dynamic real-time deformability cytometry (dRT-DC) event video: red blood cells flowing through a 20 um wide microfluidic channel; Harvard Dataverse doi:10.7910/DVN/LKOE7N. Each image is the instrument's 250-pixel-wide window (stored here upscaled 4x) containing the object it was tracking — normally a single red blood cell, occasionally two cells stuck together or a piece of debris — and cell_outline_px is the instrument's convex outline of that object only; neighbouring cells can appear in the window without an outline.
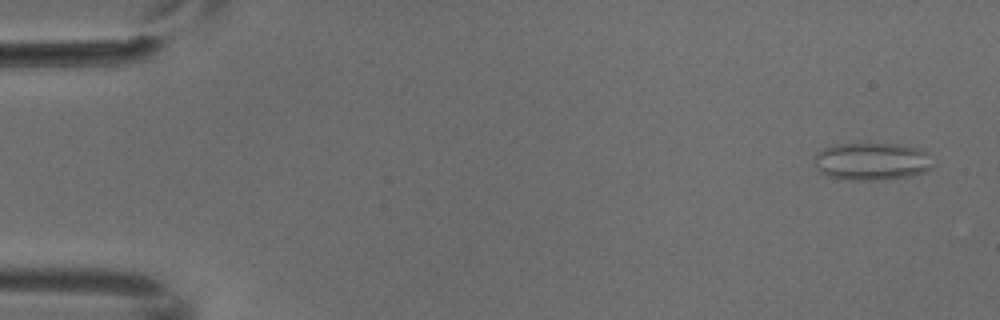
{"species": "common noctule bat (a hibernating species)", "species_latin": "Nyctalus noctula", "temperature_condition": "cold", "stored_images_in_passage": 6, "camera_frame_rate_fps": 3000, "um_per_image_px": 0.085, "animal": {"sex": "male", "body_mass_g": 18.8}, "frame": {"image": 1, "passage_image": 1, "time_ms": 0.0, "image_size_px": [1000, 320], "cell_outline_px": [[936, 164], [928, 172], [912, 176], [884, 180], [844, 180], [828, 176], [820, 172], [816, 168], [816, 152], [824, 148], [836, 144], [900, 144], [920, 148], [928, 152]], "centroid_in_image_um": [74.2, 13.73], "position_along_channel_um": 10.8, "area_um2": 26.59}}
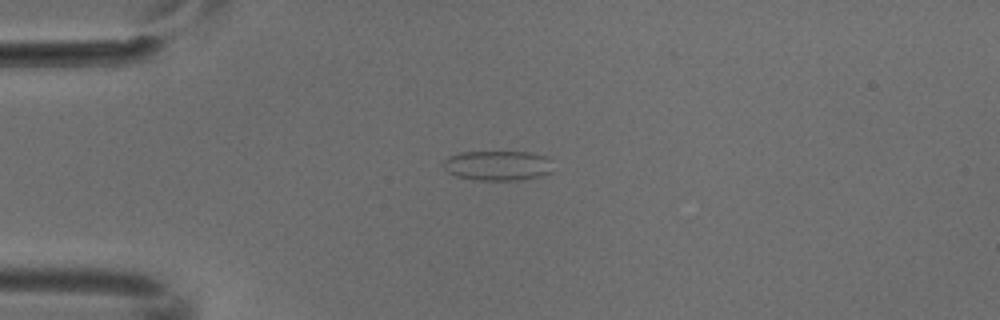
{"frame": {"image": 2, "passage_image": 4, "time_ms": 1.0, "image_size_px": [1000, 320], "cell_outline_px": [[552, 172], [540, 176], [516, 180], [476, 180], [456, 176], [448, 172], [440, 164], [448, 156], [460, 152], [528, 152], [548, 156]], "centroid_in_image_um": [42.26, 14.07], "position_along_channel_um": 42.7, "area_um2": 19.19}}
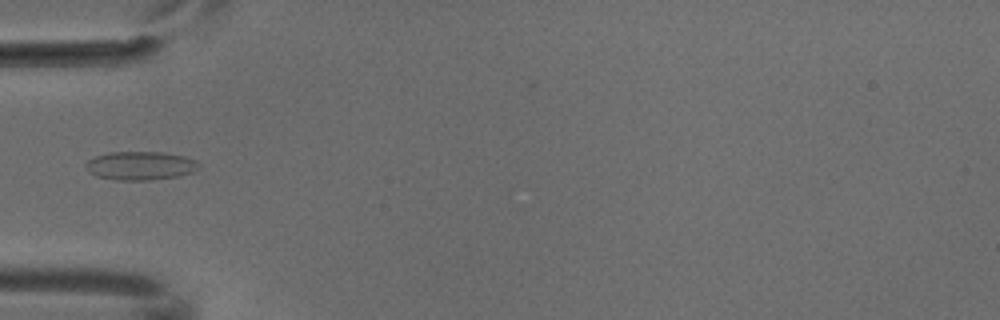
{"frame": {"image": 3, "passage_image": 5, "time_ms": 1.333, "image_size_px": [1000, 320], "cell_outline_px": [[200, 164], [192, 172], [176, 176], [152, 180], [116, 180], [96, 176], [88, 172], [84, 164], [88, 160], [96, 156], [108, 152], [164, 152], [184, 156], [196, 160]], "centroid_in_image_um": [11.89, 14.08], "position_along_channel_um": 73.1, "area_um2": 18.84}}